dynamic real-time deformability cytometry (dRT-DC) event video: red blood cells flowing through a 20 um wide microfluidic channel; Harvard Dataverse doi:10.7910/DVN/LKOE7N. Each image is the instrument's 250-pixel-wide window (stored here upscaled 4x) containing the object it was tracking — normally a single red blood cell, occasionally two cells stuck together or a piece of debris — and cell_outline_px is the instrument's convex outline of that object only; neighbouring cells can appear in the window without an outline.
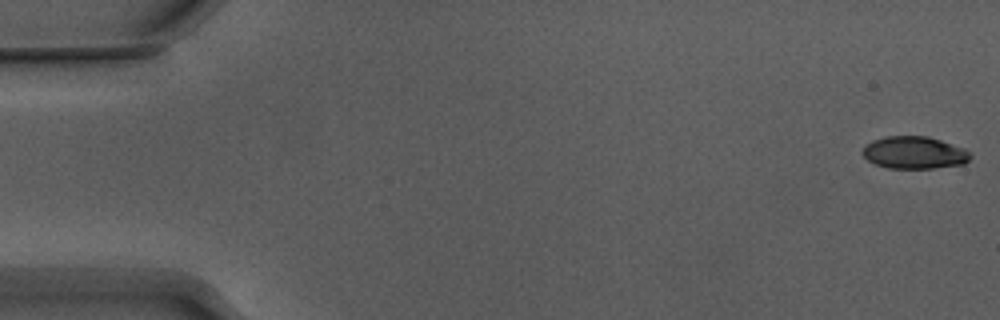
{"species": "Egyptian fruit bat (a non-hibernating species)", "species_latin": "Rousettus aegyptiacus", "temperature_condition": "warm", "stored_images_in_passage": 54, "camera_frame_rate_fps": 3000, "um_per_image_px": 0.085, "animal": {"sex": "male"}, "frame": {"image": 1, "passage_image": 1, "time_ms": 0.0, "image_size_px": [1000, 320], "cell_outline_px": [[972, 156], [964, 164], [932, 168], [888, 168], [876, 164], [868, 160], [860, 152], [872, 140], [884, 136], [928, 136], [964, 148]], "centroid_in_image_um": [77.71, 12.97], "position_along_channel_um": 7.3, "area_um2": 20.23}}
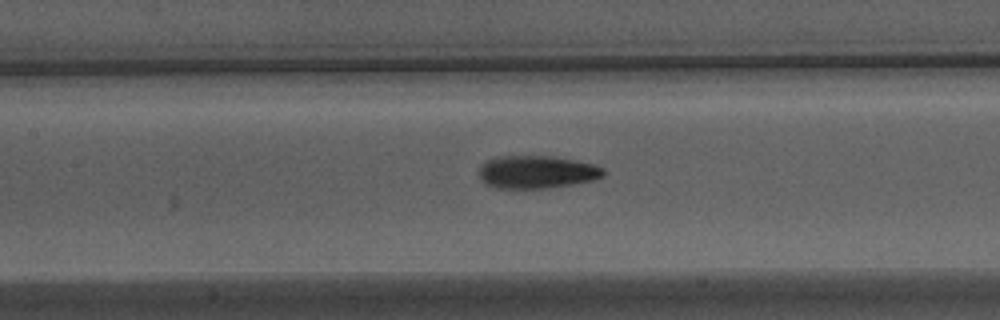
{"frame": {"image": 2, "passage_image": 25, "time_ms": 8.0, "image_size_px": [1000, 320], "cell_outline_px": [[604, 176], [596, 180], [548, 188], [496, 188], [484, 184], [480, 176], [480, 164], [488, 160], [500, 156], [552, 156], [592, 164], [604, 168]], "centroid_in_image_um": [45.62, 14.63], "position_along_channel_um": 161.8, "area_um2": 23.76}}
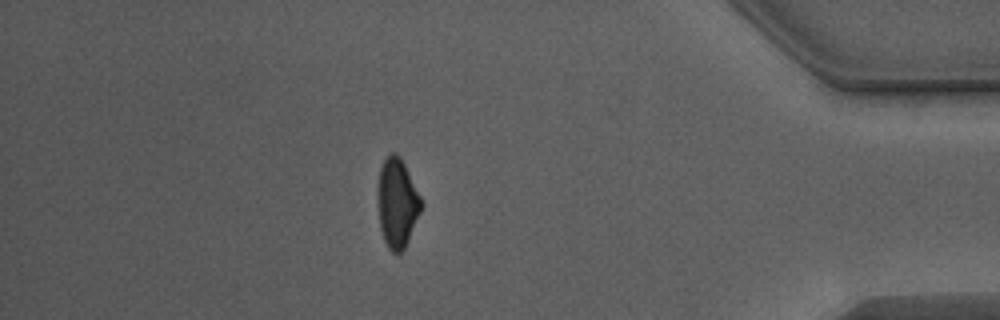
{"frame": {"image": 3, "passage_image": 47, "time_ms": 15.333, "image_size_px": [1000, 320], "cell_outline_px": [[424, 204], [408, 240], [404, 248], [400, 252], [392, 252], [388, 248], [384, 240], [380, 228], [376, 192], [380, 168], [384, 160], [392, 152], [396, 152], [400, 156]], "centroid_in_image_um": [33.74, 17.24], "position_along_channel_um": 401.5, "area_um2": 22.6}, "authors_computed_cell_mechanics": {"area_um2": 22.6865, "velocity_mm_per_s": 3.8559, "shape_relaxation_time_tau1_ms": 3.9989, "shape_relaxation_time_tau2_ms": 3.6948, "deformation_change_tau1": 0.1712, "deformation_change_tau2": 0.116}}